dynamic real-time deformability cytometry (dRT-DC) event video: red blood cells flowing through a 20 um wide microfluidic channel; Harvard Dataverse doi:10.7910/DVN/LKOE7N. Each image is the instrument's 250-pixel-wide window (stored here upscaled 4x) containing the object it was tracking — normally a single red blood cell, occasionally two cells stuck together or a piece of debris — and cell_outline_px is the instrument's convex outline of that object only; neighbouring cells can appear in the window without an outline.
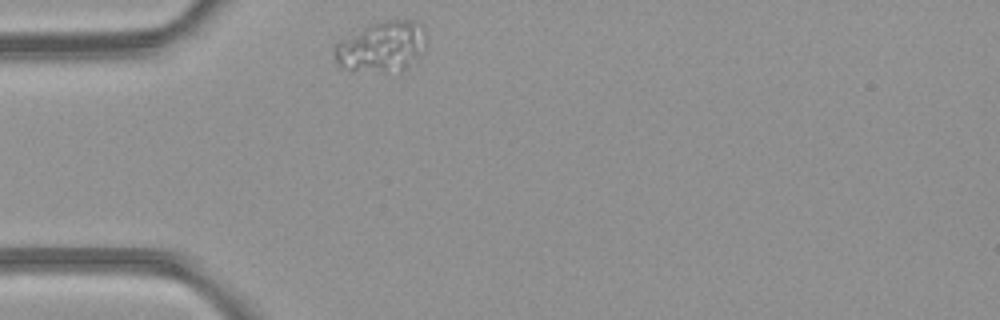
{"species": "common noctule bat (a hibernating species)", "species_latin": "Nyctalus noctula", "temperature_condition": "room temperature", "stored_images_in_passage": 1, "camera_frame_rate_fps": 3000, "um_per_image_px": 0.085, "animal": {"sex": "female", "body_mass_g": 21.9}, "frame": {"image": 1, "passage_image": 1, "time_ms": 0.0, "image_size_px": [1000, 320], "cell_outline_px": [[428, 40], [408, 68], [400, 72], [340, 68], [336, 64], [336, 44], [340, 40], [372, 24], [384, 20], [420, 20], [424, 24], [428, 36]], "centroid_in_image_um": [32.53, 3.93], "position_along_channel_um": 52.5, "area_um2": 26.88}}